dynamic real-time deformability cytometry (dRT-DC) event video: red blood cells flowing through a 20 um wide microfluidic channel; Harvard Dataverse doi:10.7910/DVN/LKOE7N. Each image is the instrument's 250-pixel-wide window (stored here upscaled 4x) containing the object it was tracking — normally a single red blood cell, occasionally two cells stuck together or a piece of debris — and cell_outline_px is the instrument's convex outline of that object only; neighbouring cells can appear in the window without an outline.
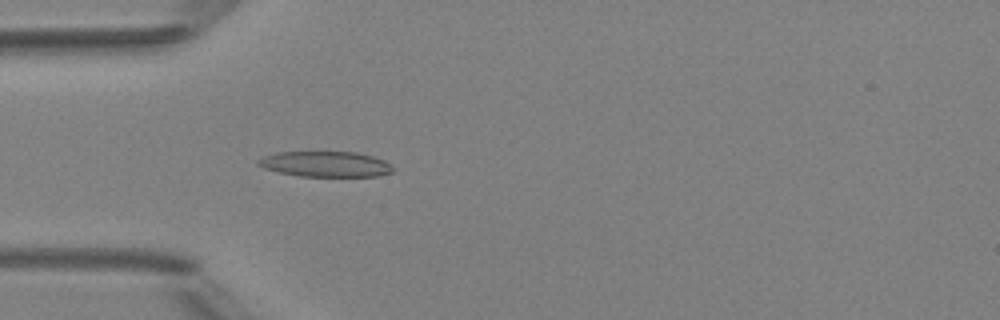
{"species": "Egyptian fruit bat (a non-hibernating species)", "species_latin": "Rousettus aegyptiacus", "temperature_condition": "room temperature", "stored_images_in_passage": 47, "camera_frame_rate_fps": 3000, "um_per_image_px": 0.085, "animal": {"sex": "female"}, "frame": {"image": 1, "passage_image": 13, "time_ms": 4.0, "image_size_px": [1000, 320], "cell_outline_px": [[392, 172], [376, 176], [300, 176], [280, 172], [264, 168], [256, 164], [256, 160], [264, 156], [276, 152], [356, 152], [372, 156], [384, 160], [392, 168]], "centroid_in_image_um": [27.62, 13.94], "position_along_channel_um": 57.4, "area_um2": 19.83}}
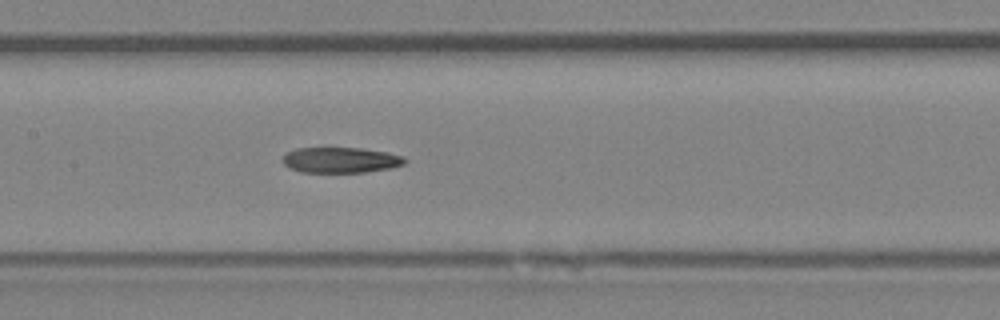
{"frame": {"image": 2, "passage_image": 22, "time_ms": 7.0, "image_size_px": [1000, 320], "cell_outline_px": [[408, 160], [404, 164], [388, 168], [364, 172], [300, 172], [288, 168], [284, 164], [284, 156], [288, 152], [296, 148], [360, 148], [388, 152], [404, 156]], "centroid_in_image_um": [28.97, 13.6], "position_along_channel_um": 178.4, "area_um2": 18.15}}
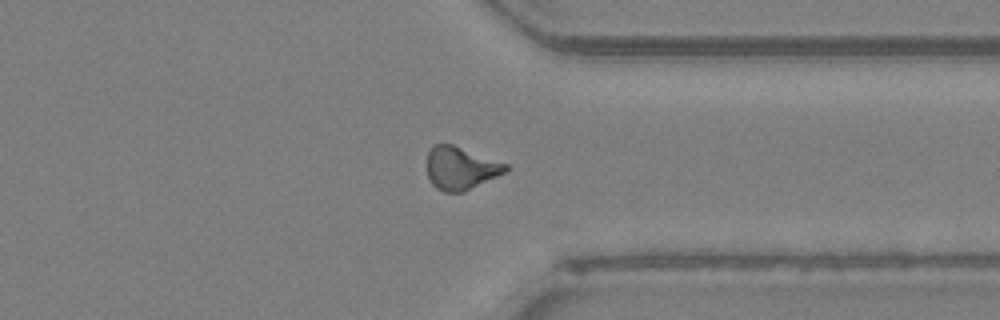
{"frame": {"image": 3, "passage_image": 36, "time_ms": 11.667, "image_size_px": [1000, 320], "cell_outline_px": [[508, 168], [504, 172], [464, 192], [444, 192], [436, 188], [432, 184], [428, 176], [428, 152], [432, 144], [452, 144], [508, 164]], "centroid_in_image_um": [39.13, 14.29], "position_along_channel_um": 372.3, "area_um2": 19.42}}